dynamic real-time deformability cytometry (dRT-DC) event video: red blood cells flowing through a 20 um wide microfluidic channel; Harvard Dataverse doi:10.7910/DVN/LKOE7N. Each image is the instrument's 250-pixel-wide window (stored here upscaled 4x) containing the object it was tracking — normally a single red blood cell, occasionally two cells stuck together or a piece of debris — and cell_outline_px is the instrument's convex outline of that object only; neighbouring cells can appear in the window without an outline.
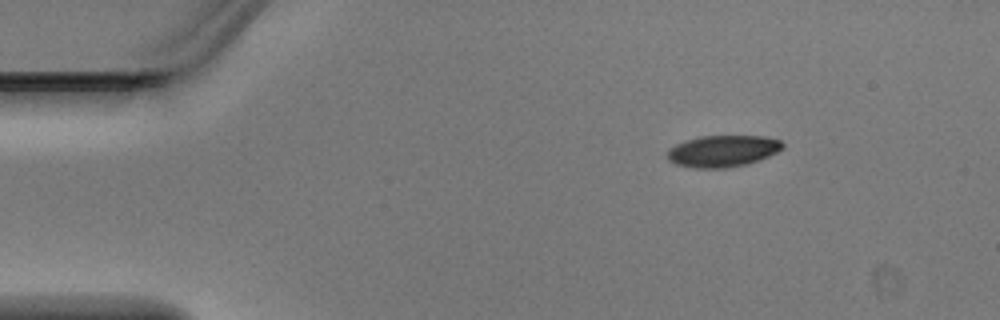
{"species": "Egyptian fruit bat (a non-hibernating species)", "species_latin": "Rousettus aegyptiacus", "temperature_condition": "warm", "stored_images_in_passage": 3, "camera_frame_rate_fps": 3000, "um_per_image_px": 0.085, "animal": {"sex": "male"}, "frame": {"image": 1, "passage_image": 1, "time_ms": 0.0, "image_size_px": [1000, 320], "cell_outline_px": [[784, 148], [760, 160], [748, 164], [724, 168], [692, 168], [676, 164], [668, 160], [668, 148], [684, 140], [700, 136], [764, 136], [780, 140], [784, 144]], "centroid_in_image_um": [61.43, 12.84], "position_along_channel_um": 23.6, "area_um2": 21.39}}
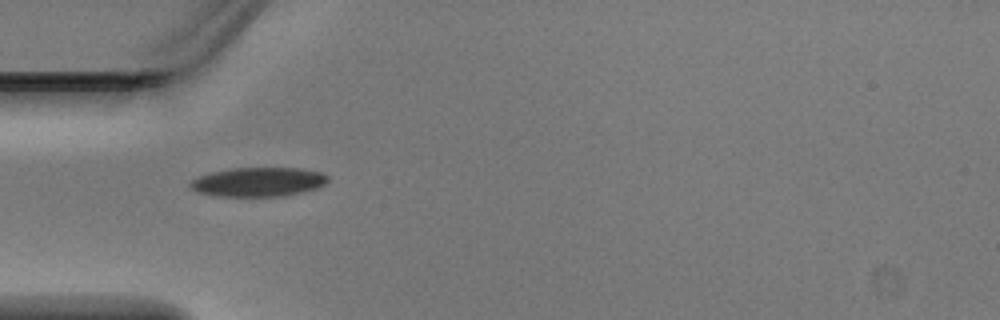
{"frame": {"image": 2, "passage_image": 3, "time_ms": 0.667, "image_size_px": [1000, 320], "cell_outline_px": [[328, 180], [324, 184], [316, 188], [284, 196], [216, 196], [196, 192], [188, 184], [192, 180], [200, 176], [212, 172], [232, 168], [300, 168], [320, 172], [328, 176]], "centroid_in_image_um": [21.94, 15.46], "position_along_channel_um": 63.1, "area_um2": 23.24}}